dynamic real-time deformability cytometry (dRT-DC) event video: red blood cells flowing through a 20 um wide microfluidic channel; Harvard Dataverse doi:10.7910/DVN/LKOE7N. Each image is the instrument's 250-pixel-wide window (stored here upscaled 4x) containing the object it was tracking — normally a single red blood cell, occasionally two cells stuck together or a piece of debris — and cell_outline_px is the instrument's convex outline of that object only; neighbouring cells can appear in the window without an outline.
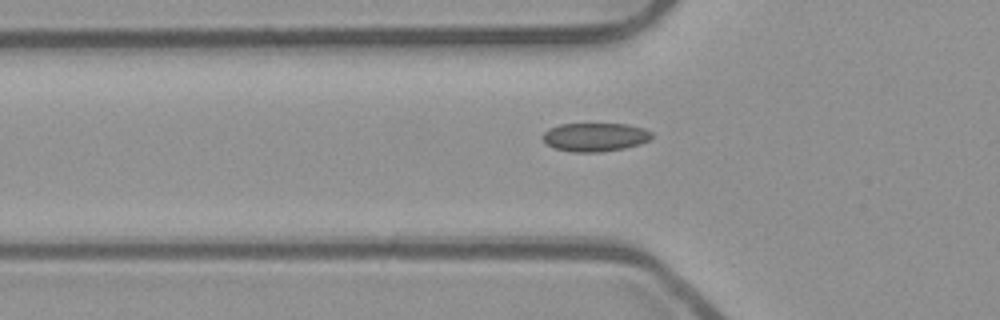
{"species": "common noctule bat (a hibernating species)", "species_latin": "Nyctalus noctula", "temperature_condition": "room temperature", "stored_images_in_passage": 40, "camera_frame_rate_fps": 3000, "um_per_image_px": 0.085, "animal": {"sex": "male", "body_mass_g": 23.1, "forearm_length_mm": 52.7}, "frame": {"image": 1, "passage_image": 9, "time_ms": 2.667, "image_size_px": [1000, 320], "cell_outline_px": [[652, 136], [648, 140], [640, 144], [624, 148], [600, 152], [572, 152], [552, 148], [544, 144], [540, 136], [548, 128], [560, 124], [628, 124], [644, 128], [652, 132]], "centroid_in_image_um": [50.51, 11.65], "position_along_channel_um": 75.3, "area_um2": 18.44}}
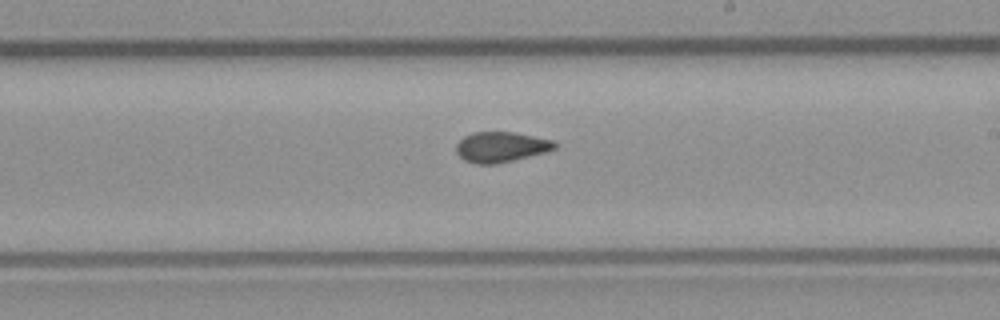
{"frame": {"image": 2, "passage_image": 22, "time_ms": 7.0, "image_size_px": [1000, 320], "cell_outline_px": [[556, 148], [544, 152], [496, 164], [476, 164], [464, 160], [456, 152], [456, 144], [464, 136], [472, 132], [516, 132], [552, 140], [556, 144]], "centroid_in_image_um": [42.55, 12.48], "position_along_channel_um": 246.5, "area_um2": 17.28}}
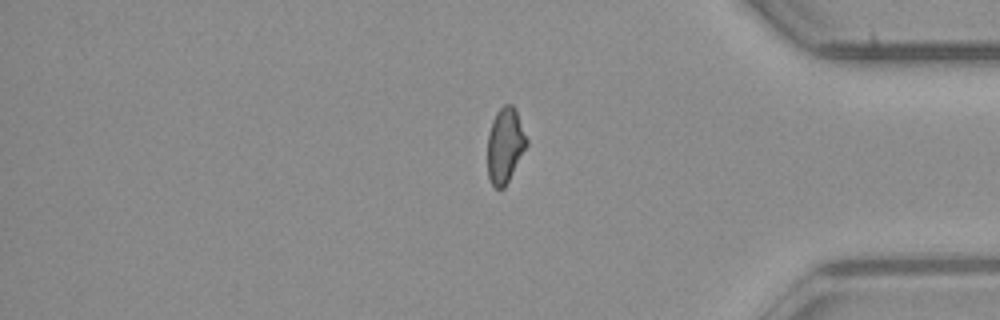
{"frame": {"image": 3, "passage_image": 35, "time_ms": 11.333, "image_size_px": [1000, 320], "cell_outline_px": [[528, 144], [504, 188], [496, 188], [492, 184], [488, 176], [488, 132], [492, 120], [496, 112], [504, 104], [512, 104], [516, 108], [528, 140]], "centroid_in_image_um": [42.94, 12.31], "position_along_channel_um": 392.3, "area_um2": 17.17}}